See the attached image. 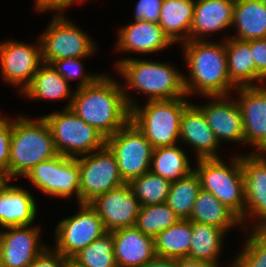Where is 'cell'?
<instances>
[{
    "label": "cell",
    "mask_w": 266,
    "mask_h": 267,
    "mask_svg": "<svg viewBox=\"0 0 266 267\" xmlns=\"http://www.w3.org/2000/svg\"><path fill=\"white\" fill-rule=\"evenodd\" d=\"M114 77L101 75L93 84L74 92L70 109L106 138L124 127L131 117L123 90Z\"/></svg>",
    "instance_id": "obj_1"
},
{
    "label": "cell",
    "mask_w": 266,
    "mask_h": 267,
    "mask_svg": "<svg viewBox=\"0 0 266 267\" xmlns=\"http://www.w3.org/2000/svg\"><path fill=\"white\" fill-rule=\"evenodd\" d=\"M189 77L184 75L186 94L208 96H229L236 90L227 72L225 39L221 42L189 40L182 43Z\"/></svg>",
    "instance_id": "obj_2"
},
{
    "label": "cell",
    "mask_w": 266,
    "mask_h": 267,
    "mask_svg": "<svg viewBox=\"0 0 266 267\" xmlns=\"http://www.w3.org/2000/svg\"><path fill=\"white\" fill-rule=\"evenodd\" d=\"M115 66L125 80L122 90L130 109L137 103L128 95V89L149 95L148 101L187 96L184 74L168 63L127 57L120 59Z\"/></svg>",
    "instance_id": "obj_3"
},
{
    "label": "cell",
    "mask_w": 266,
    "mask_h": 267,
    "mask_svg": "<svg viewBox=\"0 0 266 267\" xmlns=\"http://www.w3.org/2000/svg\"><path fill=\"white\" fill-rule=\"evenodd\" d=\"M50 127L41 116L30 119L17 116L12 122L9 179L26 176L38 163L56 157Z\"/></svg>",
    "instance_id": "obj_4"
},
{
    "label": "cell",
    "mask_w": 266,
    "mask_h": 267,
    "mask_svg": "<svg viewBox=\"0 0 266 267\" xmlns=\"http://www.w3.org/2000/svg\"><path fill=\"white\" fill-rule=\"evenodd\" d=\"M186 97L150 100L131 108L130 121L145 135L153 149L173 146L180 141V119L191 103Z\"/></svg>",
    "instance_id": "obj_5"
},
{
    "label": "cell",
    "mask_w": 266,
    "mask_h": 267,
    "mask_svg": "<svg viewBox=\"0 0 266 267\" xmlns=\"http://www.w3.org/2000/svg\"><path fill=\"white\" fill-rule=\"evenodd\" d=\"M230 162L224 163L222 158L197 159L194 171L200 178L201 189L212 193L240 218L243 229H249L244 223L245 195L239 154Z\"/></svg>",
    "instance_id": "obj_6"
},
{
    "label": "cell",
    "mask_w": 266,
    "mask_h": 267,
    "mask_svg": "<svg viewBox=\"0 0 266 267\" xmlns=\"http://www.w3.org/2000/svg\"><path fill=\"white\" fill-rule=\"evenodd\" d=\"M50 127L56 151L67 157L90 154L106 146V137L70 108L42 116Z\"/></svg>",
    "instance_id": "obj_7"
},
{
    "label": "cell",
    "mask_w": 266,
    "mask_h": 267,
    "mask_svg": "<svg viewBox=\"0 0 266 267\" xmlns=\"http://www.w3.org/2000/svg\"><path fill=\"white\" fill-rule=\"evenodd\" d=\"M74 24L64 14L52 17L47 30L39 37L43 63L69 57L86 58L97 50L95 41Z\"/></svg>",
    "instance_id": "obj_8"
},
{
    "label": "cell",
    "mask_w": 266,
    "mask_h": 267,
    "mask_svg": "<svg viewBox=\"0 0 266 267\" xmlns=\"http://www.w3.org/2000/svg\"><path fill=\"white\" fill-rule=\"evenodd\" d=\"M106 146L114 154L125 183L150 171L153 147L131 121L106 138Z\"/></svg>",
    "instance_id": "obj_9"
},
{
    "label": "cell",
    "mask_w": 266,
    "mask_h": 267,
    "mask_svg": "<svg viewBox=\"0 0 266 267\" xmlns=\"http://www.w3.org/2000/svg\"><path fill=\"white\" fill-rule=\"evenodd\" d=\"M77 159L80 168V203L89 204L96 197L125 184L116 158L107 146L78 156Z\"/></svg>",
    "instance_id": "obj_10"
},
{
    "label": "cell",
    "mask_w": 266,
    "mask_h": 267,
    "mask_svg": "<svg viewBox=\"0 0 266 267\" xmlns=\"http://www.w3.org/2000/svg\"><path fill=\"white\" fill-rule=\"evenodd\" d=\"M79 211L62 219L55 228L56 251L69 261L83 248L107 233L102 219L89 204H78Z\"/></svg>",
    "instance_id": "obj_11"
},
{
    "label": "cell",
    "mask_w": 266,
    "mask_h": 267,
    "mask_svg": "<svg viewBox=\"0 0 266 267\" xmlns=\"http://www.w3.org/2000/svg\"><path fill=\"white\" fill-rule=\"evenodd\" d=\"M41 42L37 44L22 41L0 43V69L2 78L9 84L20 87V93L31 84L33 76L42 64Z\"/></svg>",
    "instance_id": "obj_12"
},
{
    "label": "cell",
    "mask_w": 266,
    "mask_h": 267,
    "mask_svg": "<svg viewBox=\"0 0 266 267\" xmlns=\"http://www.w3.org/2000/svg\"><path fill=\"white\" fill-rule=\"evenodd\" d=\"M240 162L245 195L244 222L247 223L248 216L258 218L253 229L266 230V153L240 155Z\"/></svg>",
    "instance_id": "obj_13"
},
{
    "label": "cell",
    "mask_w": 266,
    "mask_h": 267,
    "mask_svg": "<svg viewBox=\"0 0 266 267\" xmlns=\"http://www.w3.org/2000/svg\"><path fill=\"white\" fill-rule=\"evenodd\" d=\"M89 205L102 219L107 232L135 226L141 207L129 183L96 197Z\"/></svg>",
    "instance_id": "obj_14"
},
{
    "label": "cell",
    "mask_w": 266,
    "mask_h": 267,
    "mask_svg": "<svg viewBox=\"0 0 266 267\" xmlns=\"http://www.w3.org/2000/svg\"><path fill=\"white\" fill-rule=\"evenodd\" d=\"M0 231V266L28 267L44 250L39 226L6 227ZM8 230V231H7Z\"/></svg>",
    "instance_id": "obj_15"
},
{
    "label": "cell",
    "mask_w": 266,
    "mask_h": 267,
    "mask_svg": "<svg viewBox=\"0 0 266 267\" xmlns=\"http://www.w3.org/2000/svg\"><path fill=\"white\" fill-rule=\"evenodd\" d=\"M237 103L244 125V144L255 146L252 153H266V86L236 88Z\"/></svg>",
    "instance_id": "obj_16"
},
{
    "label": "cell",
    "mask_w": 266,
    "mask_h": 267,
    "mask_svg": "<svg viewBox=\"0 0 266 267\" xmlns=\"http://www.w3.org/2000/svg\"><path fill=\"white\" fill-rule=\"evenodd\" d=\"M230 96H208L211 102L196 106L203 112L207 124L214 132L219 144L223 141L244 144V125L241 110Z\"/></svg>",
    "instance_id": "obj_17"
},
{
    "label": "cell",
    "mask_w": 266,
    "mask_h": 267,
    "mask_svg": "<svg viewBox=\"0 0 266 267\" xmlns=\"http://www.w3.org/2000/svg\"><path fill=\"white\" fill-rule=\"evenodd\" d=\"M189 144L195 150L196 159L221 158V146L207 124L203 112L192 102L185 108L180 119V142Z\"/></svg>",
    "instance_id": "obj_18"
},
{
    "label": "cell",
    "mask_w": 266,
    "mask_h": 267,
    "mask_svg": "<svg viewBox=\"0 0 266 267\" xmlns=\"http://www.w3.org/2000/svg\"><path fill=\"white\" fill-rule=\"evenodd\" d=\"M117 33L119 34L115 49L126 53H157L173 44L159 23L133 21Z\"/></svg>",
    "instance_id": "obj_19"
},
{
    "label": "cell",
    "mask_w": 266,
    "mask_h": 267,
    "mask_svg": "<svg viewBox=\"0 0 266 267\" xmlns=\"http://www.w3.org/2000/svg\"><path fill=\"white\" fill-rule=\"evenodd\" d=\"M117 267H143L155 254L154 238L135 226L111 232Z\"/></svg>",
    "instance_id": "obj_20"
},
{
    "label": "cell",
    "mask_w": 266,
    "mask_h": 267,
    "mask_svg": "<svg viewBox=\"0 0 266 267\" xmlns=\"http://www.w3.org/2000/svg\"><path fill=\"white\" fill-rule=\"evenodd\" d=\"M234 6L235 0H195L190 40H205L206 34L232 27Z\"/></svg>",
    "instance_id": "obj_21"
},
{
    "label": "cell",
    "mask_w": 266,
    "mask_h": 267,
    "mask_svg": "<svg viewBox=\"0 0 266 267\" xmlns=\"http://www.w3.org/2000/svg\"><path fill=\"white\" fill-rule=\"evenodd\" d=\"M37 208L36 201L28 190L9 182L0 191V227L32 225Z\"/></svg>",
    "instance_id": "obj_22"
},
{
    "label": "cell",
    "mask_w": 266,
    "mask_h": 267,
    "mask_svg": "<svg viewBox=\"0 0 266 267\" xmlns=\"http://www.w3.org/2000/svg\"><path fill=\"white\" fill-rule=\"evenodd\" d=\"M195 0H163L159 25L173 43L190 40Z\"/></svg>",
    "instance_id": "obj_23"
},
{
    "label": "cell",
    "mask_w": 266,
    "mask_h": 267,
    "mask_svg": "<svg viewBox=\"0 0 266 267\" xmlns=\"http://www.w3.org/2000/svg\"><path fill=\"white\" fill-rule=\"evenodd\" d=\"M226 38L227 72L231 83L236 88L255 86L256 68L249 41Z\"/></svg>",
    "instance_id": "obj_24"
},
{
    "label": "cell",
    "mask_w": 266,
    "mask_h": 267,
    "mask_svg": "<svg viewBox=\"0 0 266 267\" xmlns=\"http://www.w3.org/2000/svg\"><path fill=\"white\" fill-rule=\"evenodd\" d=\"M70 83L66 81L51 64L42 63L33 76L31 84L23 91V97L29 99H69L65 108H70L74 92L71 91Z\"/></svg>",
    "instance_id": "obj_25"
},
{
    "label": "cell",
    "mask_w": 266,
    "mask_h": 267,
    "mask_svg": "<svg viewBox=\"0 0 266 267\" xmlns=\"http://www.w3.org/2000/svg\"><path fill=\"white\" fill-rule=\"evenodd\" d=\"M232 26L239 40L266 38V6L260 0H235Z\"/></svg>",
    "instance_id": "obj_26"
},
{
    "label": "cell",
    "mask_w": 266,
    "mask_h": 267,
    "mask_svg": "<svg viewBox=\"0 0 266 267\" xmlns=\"http://www.w3.org/2000/svg\"><path fill=\"white\" fill-rule=\"evenodd\" d=\"M190 221L210 224L222 228L228 233L229 229L241 227L240 218L225 204L221 203L212 193L201 189L196 197Z\"/></svg>",
    "instance_id": "obj_27"
},
{
    "label": "cell",
    "mask_w": 266,
    "mask_h": 267,
    "mask_svg": "<svg viewBox=\"0 0 266 267\" xmlns=\"http://www.w3.org/2000/svg\"><path fill=\"white\" fill-rule=\"evenodd\" d=\"M225 234V231L217 226L192 221V238L188 257L206 261L218 267Z\"/></svg>",
    "instance_id": "obj_28"
},
{
    "label": "cell",
    "mask_w": 266,
    "mask_h": 267,
    "mask_svg": "<svg viewBox=\"0 0 266 267\" xmlns=\"http://www.w3.org/2000/svg\"><path fill=\"white\" fill-rule=\"evenodd\" d=\"M187 156L177 144L155 148L152 152L150 171L171 182L177 181L194 170Z\"/></svg>",
    "instance_id": "obj_29"
},
{
    "label": "cell",
    "mask_w": 266,
    "mask_h": 267,
    "mask_svg": "<svg viewBox=\"0 0 266 267\" xmlns=\"http://www.w3.org/2000/svg\"><path fill=\"white\" fill-rule=\"evenodd\" d=\"M192 238V221L180 219L154 237L158 257L178 259L188 257Z\"/></svg>",
    "instance_id": "obj_30"
},
{
    "label": "cell",
    "mask_w": 266,
    "mask_h": 267,
    "mask_svg": "<svg viewBox=\"0 0 266 267\" xmlns=\"http://www.w3.org/2000/svg\"><path fill=\"white\" fill-rule=\"evenodd\" d=\"M200 190V178L193 170L187 176L171 183L166 204L180 219L188 220Z\"/></svg>",
    "instance_id": "obj_31"
},
{
    "label": "cell",
    "mask_w": 266,
    "mask_h": 267,
    "mask_svg": "<svg viewBox=\"0 0 266 267\" xmlns=\"http://www.w3.org/2000/svg\"><path fill=\"white\" fill-rule=\"evenodd\" d=\"M70 261L76 267H117L113 234L105 233L79 251Z\"/></svg>",
    "instance_id": "obj_32"
},
{
    "label": "cell",
    "mask_w": 266,
    "mask_h": 267,
    "mask_svg": "<svg viewBox=\"0 0 266 267\" xmlns=\"http://www.w3.org/2000/svg\"><path fill=\"white\" fill-rule=\"evenodd\" d=\"M180 218L166 204L141 206L135 227L143 234L156 237L161 231L176 224Z\"/></svg>",
    "instance_id": "obj_33"
},
{
    "label": "cell",
    "mask_w": 266,
    "mask_h": 267,
    "mask_svg": "<svg viewBox=\"0 0 266 267\" xmlns=\"http://www.w3.org/2000/svg\"><path fill=\"white\" fill-rule=\"evenodd\" d=\"M171 183L149 171L133 179L129 184L140 206H147L166 202Z\"/></svg>",
    "instance_id": "obj_34"
},
{
    "label": "cell",
    "mask_w": 266,
    "mask_h": 267,
    "mask_svg": "<svg viewBox=\"0 0 266 267\" xmlns=\"http://www.w3.org/2000/svg\"><path fill=\"white\" fill-rule=\"evenodd\" d=\"M66 157L58 154L56 157L42 161L35 165L25 177L44 194L57 197L59 164Z\"/></svg>",
    "instance_id": "obj_35"
},
{
    "label": "cell",
    "mask_w": 266,
    "mask_h": 267,
    "mask_svg": "<svg viewBox=\"0 0 266 267\" xmlns=\"http://www.w3.org/2000/svg\"><path fill=\"white\" fill-rule=\"evenodd\" d=\"M249 236L232 264L235 267H266V230L251 228Z\"/></svg>",
    "instance_id": "obj_36"
},
{
    "label": "cell",
    "mask_w": 266,
    "mask_h": 267,
    "mask_svg": "<svg viewBox=\"0 0 266 267\" xmlns=\"http://www.w3.org/2000/svg\"><path fill=\"white\" fill-rule=\"evenodd\" d=\"M73 195L80 204V168L77 157H66L59 164L57 197L70 199Z\"/></svg>",
    "instance_id": "obj_37"
},
{
    "label": "cell",
    "mask_w": 266,
    "mask_h": 267,
    "mask_svg": "<svg viewBox=\"0 0 266 267\" xmlns=\"http://www.w3.org/2000/svg\"><path fill=\"white\" fill-rule=\"evenodd\" d=\"M80 60L82 61V58L69 57L53 61L51 65L68 82L79 78L78 86H76L78 89L93 84L102 75L87 74Z\"/></svg>",
    "instance_id": "obj_38"
},
{
    "label": "cell",
    "mask_w": 266,
    "mask_h": 267,
    "mask_svg": "<svg viewBox=\"0 0 266 267\" xmlns=\"http://www.w3.org/2000/svg\"><path fill=\"white\" fill-rule=\"evenodd\" d=\"M12 120L4 118L0 122V169L9 177V157L12 136Z\"/></svg>",
    "instance_id": "obj_39"
},
{
    "label": "cell",
    "mask_w": 266,
    "mask_h": 267,
    "mask_svg": "<svg viewBox=\"0 0 266 267\" xmlns=\"http://www.w3.org/2000/svg\"><path fill=\"white\" fill-rule=\"evenodd\" d=\"M163 0H138L134 11V21L158 23Z\"/></svg>",
    "instance_id": "obj_40"
},
{
    "label": "cell",
    "mask_w": 266,
    "mask_h": 267,
    "mask_svg": "<svg viewBox=\"0 0 266 267\" xmlns=\"http://www.w3.org/2000/svg\"><path fill=\"white\" fill-rule=\"evenodd\" d=\"M249 45L255 61L257 86L266 82V38L249 40Z\"/></svg>",
    "instance_id": "obj_41"
},
{
    "label": "cell",
    "mask_w": 266,
    "mask_h": 267,
    "mask_svg": "<svg viewBox=\"0 0 266 267\" xmlns=\"http://www.w3.org/2000/svg\"><path fill=\"white\" fill-rule=\"evenodd\" d=\"M69 260L52 247H46L28 267H67Z\"/></svg>",
    "instance_id": "obj_42"
},
{
    "label": "cell",
    "mask_w": 266,
    "mask_h": 267,
    "mask_svg": "<svg viewBox=\"0 0 266 267\" xmlns=\"http://www.w3.org/2000/svg\"><path fill=\"white\" fill-rule=\"evenodd\" d=\"M76 2L81 3L84 2V0H36L34 5L35 10H37L39 13L40 11H54L57 12L55 15H63V10Z\"/></svg>",
    "instance_id": "obj_43"
},
{
    "label": "cell",
    "mask_w": 266,
    "mask_h": 267,
    "mask_svg": "<svg viewBox=\"0 0 266 267\" xmlns=\"http://www.w3.org/2000/svg\"><path fill=\"white\" fill-rule=\"evenodd\" d=\"M175 267H216L215 265L189 257L175 259Z\"/></svg>",
    "instance_id": "obj_44"
},
{
    "label": "cell",
    "mask_w": 266,
    "mask_h": 267,
    "mask_svg": "<svg viewBox=\"0 0 266 267\" xmlns=\"http://www.w3.org/2000/svg\"><path fill=\"white\" fill-rule=\"evenodd\" d=\"M143 267H175V259L155 256Z\"/></svg>",
    "instance_id": "obj_45"
},
{
    "label": "cell",
    "mask_w": 266,
    "mask_h": 267,
    "mask_svg": "<svg viewBox=\"0 0 266 267\" xmlns=\"http://www.w3.org/2000/svg\"><path fill=\"white\" fill-rule=\"evenodd\" d=\"M8 175L0 169V191L10 182Z\"/></svg>",
    "instance_id": "obj_46"
},
{
    "label": "cell",
    "mask_w": 266,
    "mask_h": 267,
    "mask_svg": "<svg viewBox=\"0 0 266 267\" xmlns=\"http://www.w3.org/2000/svg\"><path fill=\"white\" fill-rule=\"evenodd\" d=\"M67 267H76L71 261H69L68 266Z\"/></svg>",
    "instance_id": "obj_47"
},
{
    "label": "cell",
    "mask_w": 266,
    "mask_h": 267,
    "mask_svg": "<svg viewBox=\"0 0 266 267\" xmlns=\"http://www.w3.org/2000/svg\"><path fill=\"white\" fill-rule=\"evenodd\" d=\"M266 6V0H260Z\"/></svg>",
    "instance_id": "obj_48"
},
{
    "label": "cell",
    "mask_w": 266,
    "mask_h": 267,
    "mask_svg": "<svg viewBox=\"0 0 266 267\" xmlns=\"http://www.w3.org/2000/svg\"><path fill=\"white\" fill-rule=\"evenodd\" d=\"M5 117H3V116H0V122L4 119Z\"/></svg>",
    "instance_id": "obj_49"
}]
</instances>
